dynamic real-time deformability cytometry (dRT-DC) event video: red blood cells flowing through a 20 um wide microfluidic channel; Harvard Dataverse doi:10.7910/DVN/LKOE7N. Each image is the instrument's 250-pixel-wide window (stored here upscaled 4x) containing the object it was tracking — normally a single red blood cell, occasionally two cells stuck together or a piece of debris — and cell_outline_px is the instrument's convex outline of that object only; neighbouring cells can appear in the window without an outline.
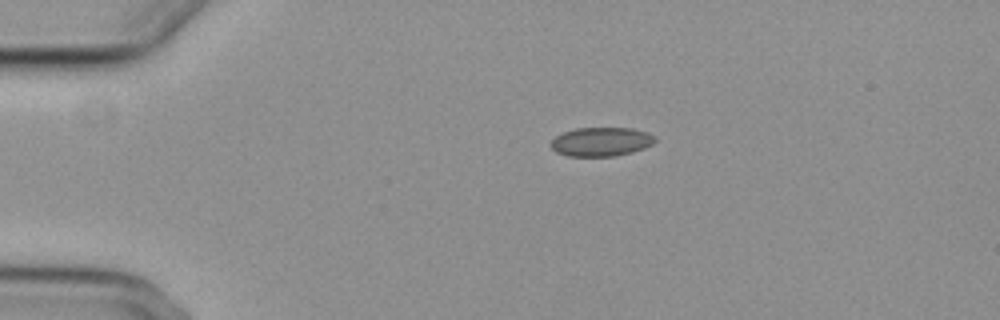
{"species": "common noctule bat (a hibernating species)", "species_latin": "Nyctalus noctula", "temperature_condition": "cold", "stored_images_in_passage": 3, "camera_frame_rate_fps": 3000, "um_per_image_px": 0.085, "animal": {"sex": "female", "body_mass_g": 29.2, "forearm_length_mm": 56.3}, "frame": {"image": 1, "passage_image": 1, "time_ms": 0.0, "image_size_px": [1000, 320], "cell_outline_px": [[656, 140], [652, 144], [644, 148], [632, 152], [616, 156], [568, 156], [556, 152], [548, 144], [556, 136], [564, 132], [576, 128], [632, 128], [648, 132], [656, 136]], "centroid_in_image_um": [51.11, 12.05], "position_along_channel_um": 33.9, "area_um2": 17.69}}
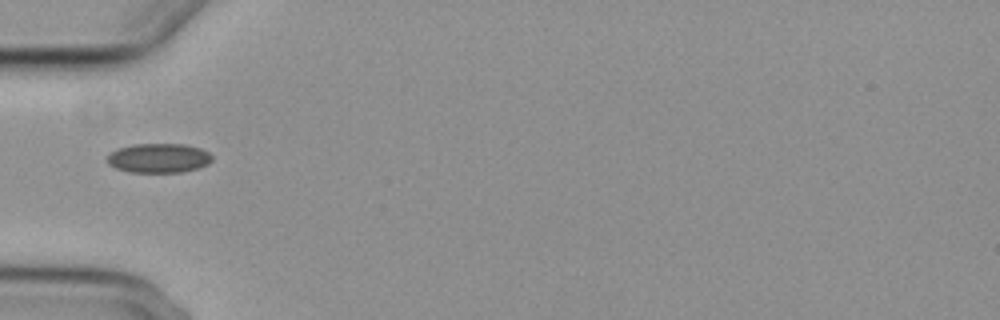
{"frame": {"image": 2, "passage_image": 3, "time_ms": 2.333, "image_size_px": [1000, 320], "cell_outline_px": [[212, 160], [208, 164], [196, 168], [180, 172], [132, 172], [116, 168], [108, 164], [108, 156], [116, 148], [132, 144], [184, 144], [200, 148], [208, 152], [212, 156]], "centroid_in_image_um": [13.48, 13.42], "position_along_channel_um": 71.5, "area_um2": 17.86}}